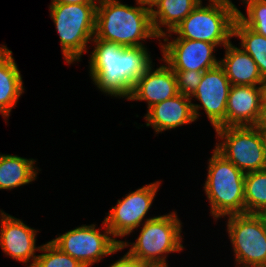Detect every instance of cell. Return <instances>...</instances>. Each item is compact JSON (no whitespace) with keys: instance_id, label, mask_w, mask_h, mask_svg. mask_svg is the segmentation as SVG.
Segmentation results:
<instances>
[{"instance_id":"7a4b0ae2","label":"cell","mask_w":266,"mask_h":267,"mask_svg":"<svg viewBox=\"0 0 266 267\" xmlns=\"http://www.w3.org/2000/svg\"><path fill=\"white\" fill-rule=\"evenodd\" d=\"M120 0H98L93 39L115 42L124 47L145 46L150 38H159L152 26L151 12L138 3L128 6Z\"/></svg>"},{"instance_id":"5b68a950","label":"cell","mask_w":266,"mask_h":267,"mask_svg":"<svg viewBox=\"0 0 266 267\" xmlns=\"http://www.w3.org/2000/svg\"><path fill=\"white\" fill-rule=\"evenodd\" d=\"M203 186L214 220L245 213V173L213 149Z\"/></svg>"},{"instance_id":"9a60e30c","label":"cell","mask_w":266,"mask_h":267,"mask_svg":"<svg viewBox=\"0 0 266 267\" xmlns=\"http://www.w3.org/2000/svg\"><path fill=\"white\" fill-rule=\"evenodd\" d=\"M262 114L260 86L233 85L226 108V127L257 126Z\"/></svg>"},{"instance_id":"f546056e","label":"cell","mask_w":266,"mask_h":267,"mask_svg":"<svg viewBox=\"0 0 266 267\" xmlns=\"http://www.w3.org/2000/svg\"><path fill=\"white\" fill-rule=\"evenodd\" d=\"M257 126L261 131H266V107H262L261 118Z\"/></svg>"},{"instance_id":"30bf717a","label":"cell","mask_w":266,"mask_h":267,"mask_svg":"<svg viewBox=\"0 0 266 267\" xmlns=\"http://www.w3.org/2000/svg\"><path fill=\"white\" fill-rule=\"evenodd\" d=\"M160 184L161 181H156L140 187L118 200L115 207H111L104 221L116 240V237L130 235L143 224L141 222L146 218Z\"/></svg>"},{"instance_id":"277c9868","label":"cell","mask_w":266,"mask_h":267,"mask_svg":"<svg viewBox=\"0 0 266 267\" xmlns=\"http://www.w3.org/2000/svg\"><path fill=\"white\" fill-rule=\"evenodd\" d=\"M237 17V7L231 0H209V5H202V0L194 10L179 23L172 32L162 37L199 40L225 46L233 37V23ZM169 34V35H168Z\"/></svg>"},{"instance_id":"52a82bcc","label":"cell","mask_w":266,"mask_h":267,"mask_svg":"<svg viewBox=\"0 0 266 267\" xmlns=\"http://www.w3.org/2000/svg\"><path fill=\"white\" fill-rule=\"evenodd\" d=\"M215 132L221 142L214 149L242 172L266 169L265 141L258 126L218 127Z\"/></svg>"},{"instance_id":"f1b7e54d","label":"cell","mask_w":266,"mask_h":267,"mask_svg":"<svg viewBox=\"0 0 266 267\" xmlns=\"http://www.w3.org/2000/svg\"><path fill=\"white\" fill-rule=\"evenodd\" d=\"M261 89V106L266 107V79L260 83Z\"/></svg>"},{"instance_id":"7c38bea8","label":"cell","mask_w":266,"mask_h":267,"mask_svg":"<svg viewBox=\"0 0 266 267\" xmlns=\"http://www.w3.org/2000/svg\"><path fill=\"white\" fill-rule=\"evenodd\" d=\"M160 43L162 51V60L173 71H200L204 72L220 64L214 51L218 46L209 42L199 40H188L182 38L161 37Z\"/></svg>"},{"instance_id":"1f68e13d","label":"cell","mask_w":266,"mask_h":267,"mask_svg":"<svg viewBox=\"0 0 266 267\" xmlns=\"http://www.w3.org/2000/svg\"><path fill=\"white\" fill-rule=\"evenodd\" d=\"M262 216L264 217V219L266 221V211L262 213Z\"/></svg>"},{"instance_id":"4fadbf2b","label":"cell","mask_w":266,"mask_h":267,"mask_svg":"<svg viewBox=\"0 0 266 267\" xmlns=\"http://www.w3.org/2000/svg\"><path fill=\"white\" fill-rule=\"evenodd\" d=\"M0 246L5 255L33 267L41 246H36L37 230L0 210ZM31 263L28 266V263Z\"/></svg>"},{"instance_id":"83f0119b","label":"cell","mask_w":266,"mask_h":267,"mask_svg":"<svg viewBox=\"0 0 266 267\" xmlns=\"http://www.w3.org/2000/svg\"><path fill=\"white\" fill-rule=\"evenodd\" d=\"M98 0H51V3H59V4H80V3H97Z\"/></svg>"},{"instance_id":"d4e9b609","label":"cell","mask_w":266,"mask_h":267,"mask_svg":"<svg viewBox=\"0 0 266 267\" xmlns=\"http://www.w3.org/2000/svg\"><path fill=\"white\" fill-rule=\"evenodd\" d=\"M178 93L191 97L197 90L203 72L200 71H174Z\"/></svg>"},{"instance_id":"ffe728a7","label":"cell","mask_w":266,"mask_h":267,"mask_svg":"<svg viewBox=\"0 0 266 267\" xmlns=\"http://www.w3.org/2000/svg\"><path fill=\"white\" fill-rule=\"evenodd\" d=\"M201 0H162L151 12V21L155 34L161 37L181 23ZM164 26V27H163ZM166 27V29L162 30Z\"/></svg>"},{"instance_id":"5bb4252c","label":"cell","mask_w":266,"mask_h":267,"mask_svg":"<svg viewBox=\"0 0 266 267\" xmlns=\"http://www.w3.org/2000/svg\"><path fill=\"white\" fill-rule=\"evenodd\" d=\"M151 64L137 79L128 101H146L147 109L178 94L174 71L166 64Z\"/></svg>"},{"instance_id":"44dd1931","label":"cell","mask_w":266,"mask_h":267,"mask_svg":"<svg viewBox=\"0 0 266 267\" xmlns=\"http://www.w3.org/2000/svg\"><path fill=\"white\" fill-rule=\"evenodd\" d=\"M233 37L241 40L240 47L253 58L263 80L266 79V37L244 25L237 17L233 23Z\"/></svg>"},{"instance_id":"8992f818","label":"cell","mask_w":266,"mask_h":267,"mask_svg":"<svg viewBox=\"0 0 266 267\" xmlns=\"http://www.w3.org/2000/svg\"><path fill=\"white\" fill-rule=\"evenodd\" d=\"M96 7L97 3L49 5L50 17L59 34L63 58L68 65L81 60L94 38Z\"/></svg>"},{"instance_id":"484cf974","label":"cell","mask_w":266,"mask_h":267,"mask_svg":"<svg viewBox=\"0 0 266 267\" xmlns=\"http://www.w3.org/2000/svg\"><path fill=\"white\" fill-rule=\"evenodd\" d=\"M109 267H150L148 264L143 263L139 259L131 256L128 252L120 259L112 263Z\"/></svg>"},{"instance_id":"9c48e42d","label":"cell","mask_w":266,"mask_h":267,"mask_svg":"<svg viewBox=\"0 0 266 267\" xmlns=\"http://www.w3.org/2000/svg\"><path fill=\"white\" fill-rule=\"evenodd\" d=\"M104 232L96 224L81 225L51 240L61 251L77 259L85 267L99 262L104 256L114 254L123 248L102 221ZM97 228V229H96Z\"/></svg>"},{"instance_id":"6da1fadb","label":"cell","mask_w":266,"mask_h":267,"mask_svg":"<svg viewBox=\"0 0 266 267\" xmlns=\"http://www.w3.org/2000/svg\"><path fill=\"white\" fill-rule=\"evenodd\" d=\"M89 75L106 95L129 99L137 79L152 64L145 46L124 47L115 42L93 39Z\"/></svg>"},{"instance_id":"4316f807","label":"cell","mask_w":266,"mask_h":267,"mask_svg":"<svg viewBox=\"0 0 266 267\" xmlns=\"http://www.w3.org/2000/svg\"><path fill=\"white\" fill-rule=\"evenodd\" d=\"M162 0H136V3L152 12Z\"/></svg>"},{"instance_id":"603a6c76","label":"cell","mask_w":266,"mask_h":267,"mask_svg":"<svg viewBox=\"0 0 266 267\" xmlns=\"http://www.w3.org/2000/svg\"><path fill=\"white\" fill-rule=\"evenodd\" d=\"M33 267H85L77 259L61 251L51 241L41 245Z\"/></svg>"},{"instance_id":"d6986e66","label":"cell","mask_w":266,"mask_h":267,"mask_svg":"<svg viewBox=\"0 0 266 267\" xmlns=\"http://www.w3.org/2000/svg\"><path fill=\"white\" fill-rule=\"evenodd\" d=\"M36 160L0 154V190H12L36 180L40 169Z\"/></svg>"},{"instance_id":"ba28073f","label":"cell","mask_w":266,"mask_h":267,"mask_svg":"<svg viewBox=\"0 0 266 267\" xmlns=\"http://www.w3.org/2000/svg\"><path fill=\"white\" fill-rule=\"evenodd\" d=\"M236 267H266V221L262 214L227 216Z\"/></svg>"},{"instance_id":"4dcf8cb0","label":"cell","mask_w":266,"mask_h":267,"mask_svg":"<svg viewBox=\"0 0 266 267\" xmlns=\"http://www.w3.org/2000/svg\"><path fill=\"white\" fill-rule=\"evenodd\" d=\"M263 137H264V141H265V147H266V131H262Z\"/></svg>"},{"instance_id":"e0dca14e","label":"cell","mask_w":266,"mask_h":267,"mask_svg":"<svg viewBox=\"0 0 266 267\" xmlns=\"http://www.w3.org/2000/svg\"><path fill=\"white\" fill-rule=\"evenodd\" d=\"M23 80L12 51L0 45V114L9 118L19 97L24 93Z\"/></svg>"},{"instance_id":"8fae6325","label":"cell","mask_w":266,"mask_h":267,"mask_svg":"<svg viewBox=\"0 0 266 267\" xmlns=\"http://www.w3.org/2000/svg\"><path fill=\"white\" fill-rule=\"evenodd\" d=\"M231 84L224 68L219 64L203 72L201 82L190 97H195L200 104L192 103L196 121L201 115L199 109H204L207 118L214 127H226V108Z\"/></svg>"},{"instance_id":"ac0fdd59","label":"cell","mask_w":266,"mask_h":267,"mask_svg":"<svg viewBox=\"0 0 266 267\" xmlns=\"http://www.w3.org/2000/svg\"><path fill=\"white\" fill-rule=\"evenodd\" d=\"M225 47V56L220 60L227 78L233 85L260 86L263 78L253 58L230 41Z\"/></svg>"},{"instance_id":"cb8c5ba5","label":"cell","mask_w":266,"mask_h":267,"mask_svg":"<svg viewBox=\"0 0 266 267\" xmlns=\"http://www.w3.org/2000/svg\"><path fill=\"white\" fill-rule=\"evenodd\" d=\"M247 17L237 8V18L246 26L266 37V0H242Z\"/></svg>"},{"instance_id":"7402d4cb","label":"cell","mask_w":266,"mask_h":267,"mask_svg":"<svg viewBox=\"0 0 266 267\" xmlns=\"http://www.w3.org/2000/svg\"><path fill=\"white\" fill-rule=\"evenodd\" d=\"M244 199L245 213L266 211V169L245 173Z\"/></svg>"},{"instance_id":"2e32d148","label":"cell","mask_w":266,"mask_h":267,"mask_svg":"<svg viewBox=\"0 0 266 267\" xmlns=\"http://www.w3.org/2000/svg\"><path fill=\"white\" fill-rule=\"evenodd\" d=\"M191 100L189 96L178 93L153 105L144 116L146 126L152 127L157 134L196 121Z\"/></svg>"},{"instance_id":"3957f363","label":"cell","mask_w":266,"mask_h":267,"mask_svg":"<svg viewBox=\"0 0 266 267\" xmlns=\"http://www.w3.org/2000/svg\"><path fill=\"white\" fill-rule=\"evenodd\" d=\"M181 233L182 223L176 212H171L145 219L137 240L121 241L120 246L131 247L127 252L150 267H169L167 254L185 249Z\"/></svg>"}]
</instances>
